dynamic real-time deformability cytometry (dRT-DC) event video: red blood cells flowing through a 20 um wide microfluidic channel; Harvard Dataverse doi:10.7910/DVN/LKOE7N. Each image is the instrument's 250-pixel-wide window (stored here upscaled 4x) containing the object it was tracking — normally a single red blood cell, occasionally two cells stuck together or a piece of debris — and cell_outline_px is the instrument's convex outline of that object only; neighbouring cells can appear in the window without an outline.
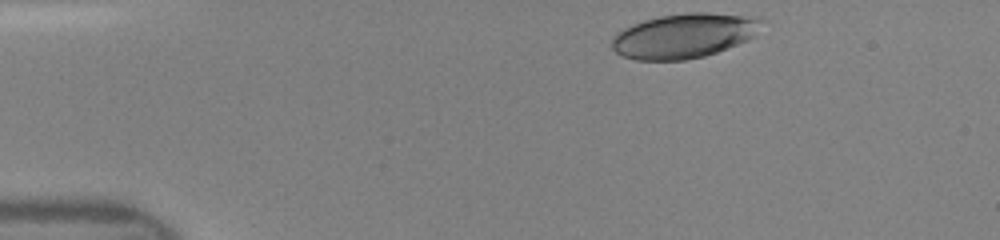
{"species": "human", "species_latin": "Homo sapiens", "temperature_condition": "room temperature", "stored_images_in_passage": 40, "camera_frame_rate_fps": 3000, "um_per_image_px": 0.085, "donor": {"sex": "female"}, "frame": {"image": 1, "passage_image": 1, "time_ms": 0.0, "image_size_px": [1000, 240], "cell_outline_px": [[768, 20], [748, 40], [716, 52], [704, 56], [684, 60], [636, 60], [624, 56], [616, 52], [612, 48], [612, 36], [616, 32], [632, 24], [644, 20], [660, 16], [688, 12], [708, 12], [756, 16]], "centroid_in_image_um": [58.18, 3.02], "position_along_channel_um": 26.8, "area_um2": 39.25}}
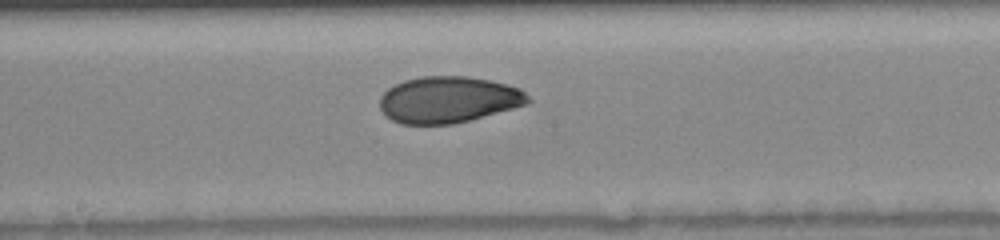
{"frame": {"image": 2, "passage_image": 19, "time_ms": 6.0, "image_size_px": [1000, 240], "cell_outline_px": [[532, 100], [528, 104], [468, 120], [452, 124], [400, 124], [384, 116], [380, 108], [380, 96], [388, 88], [404, 80], [420, 76], [468, 76], [492, 80], [508, 84], [520, 88]], "centroid_in_image_um": [38.1, 8.46], "position_along_channel_um": 210.1, "area_um2": 40.29}}
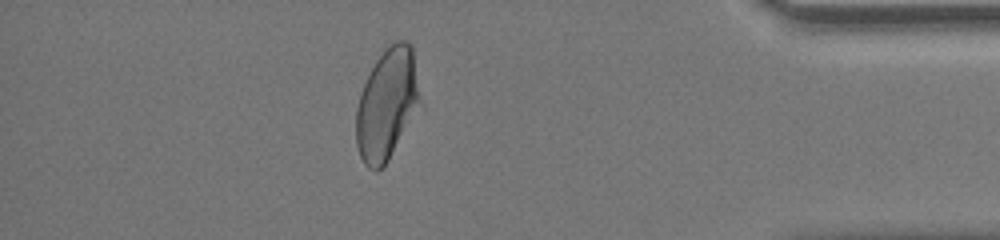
{"frame": {"image": 3, "passage_image": 35, "time_ms": 11.333, "image_size_px": [1000, 240], "cell_outline_px": [[420, 100], [388, 160], [376, 172], [368, 168], [364, 164], [360, 156], [356, 144], [356, 108], [360, 92], [376, 60], [396, 40], [404, 40], [412, 44]], "centroid_in_image_um": [32.84, 8.85], "position_along_channel_um": 402.4, "area_um2": 40.23}}